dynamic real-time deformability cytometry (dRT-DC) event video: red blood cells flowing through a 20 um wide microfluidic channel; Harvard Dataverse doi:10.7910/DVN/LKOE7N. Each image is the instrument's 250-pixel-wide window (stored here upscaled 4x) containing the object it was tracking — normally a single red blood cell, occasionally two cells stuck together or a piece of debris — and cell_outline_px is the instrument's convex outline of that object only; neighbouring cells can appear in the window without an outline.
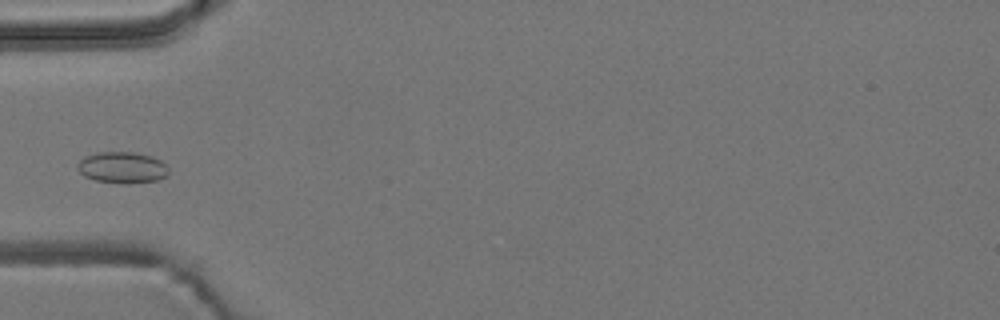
{"species": "common noctule bat (a hibernating species)", "species_latin": "Nyctalus noctula", "temperature_condition": "room temperature", "stored_images_in_passage": 4, "camera_frame_rate_fps": 3000, "um_per_image_px": 0.085, "animal": {"sex": "male", "body_mass_g": 19.2, "forearm_length_mm": 51.8}, "frame": {"image": 1, "passage_image": 4, "time_ms": 1.0, "image_size_px": [1000, 320], "cell_outline_px": [[168, 172], [164, 176], [156, 180], [128, 184], [120, 184], [96, 180], [84, 176], [76, 168], [76, 164], [84, 156], [96, 152], [132, 152], [152, 156], [160, 160], [168, 168]], "centroid_in_image_um": [10.34, 14.24], "position_along_channel_um": 74.7, "area_um2": 16.7}}